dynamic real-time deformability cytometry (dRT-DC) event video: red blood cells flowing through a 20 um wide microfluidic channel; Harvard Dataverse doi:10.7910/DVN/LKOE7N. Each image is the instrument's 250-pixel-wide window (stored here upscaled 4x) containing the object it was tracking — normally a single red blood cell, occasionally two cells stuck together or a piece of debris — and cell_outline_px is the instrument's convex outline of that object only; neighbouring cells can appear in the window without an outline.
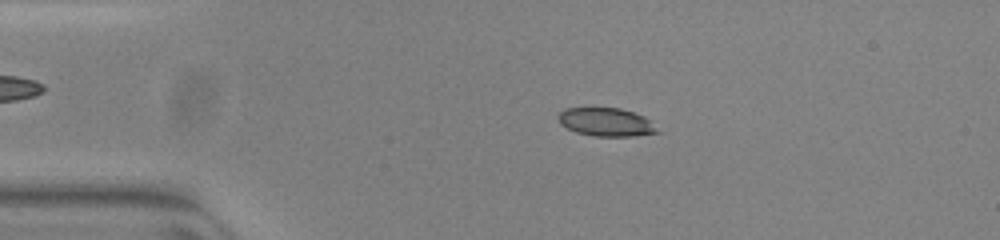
{"species": "common noctule bat (a hibernating species)", "species_latin": "Nyctalus noctula", "temperature_condition": "warm", "stored_images_in_passage": 52, "camera_frame_rate_fps": 3000, "um_per_image_px": 0.085, "animal": {"sex": "female", "body_mass_g": 23.0, "forearm_length_mm": 53.4}, "frame": {"image": 1, "passage_image": 10, "time_ms": 3.0, "image_size_px": [1000, 240], "cell_outline_px": [[660, 132], [632, 136], [592, 136], [576, 132], [560, 124], [556, 116], [564, 108], [620, 108], [644, 116]], "centroid_in_image_um": [51.46, 10.37], "position_along_channel_um": 33.5, "area_um2": 16.24}}
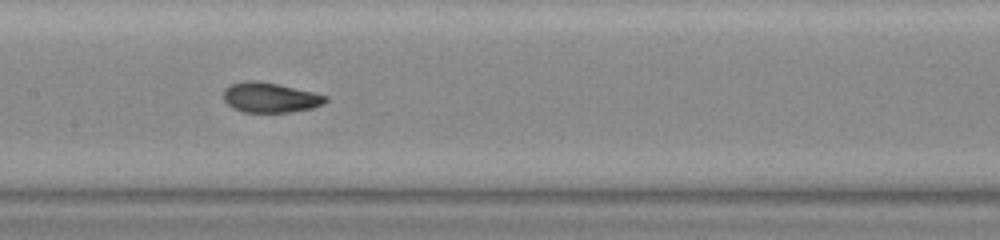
{"frame": {"image": 2, "passage_image": 25, "time_ms": 8.0, "image_size_px": [1000, 240], "cell_outline_px": [[328, 100], [324, 104], [312, 108], [288, 112], [244, 112], [232, 108], [224, 100], [224, 88], [232, 84], [248, 80], [252, 80], [276, 84], [312, 92], [328, 96]], "centroid_in_image_um": [22.96, 8.3], "position_along_channel_um": 184.4, "area_um2": 17.63}}
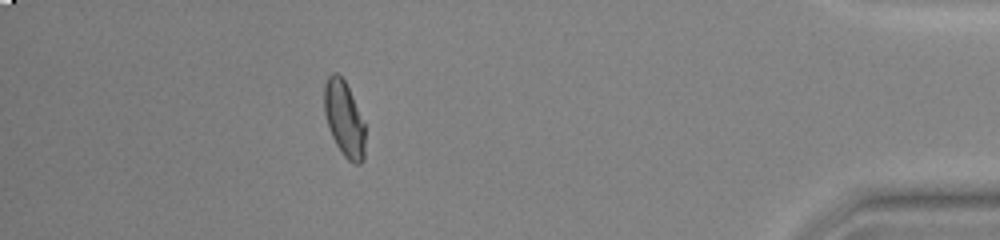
{"frame": {"image": 3, "passage_image": 46, "time_ms": 15.0, "image_size_px": [1000, 240], "cell_outline_px": [[364, 160], [360, 164], [356, 164], [348, 160], [344, 156], [336, 144], [328, 128], [324, 112], [324, 84], [328, 76], [332, 72], [336, 72], [344, 80], [352, 96], [364, 124]], "centroid_in_image_um": [29.23, 10.1], "position_along_channel_um": 406.0, "area_um2": 17.8}, "authors_computed_cell_mechanics": {"area_um2": 17.629, "velocity_mm_per_s": 3.9058, "shape_relaxation_time_tau1_ms": 4.8104, "shape_relaxation_time_tau2_ms": 0.9773, "deformation_change_tau1": 0.1931, "deformation_change_tau2": 0.0566}}